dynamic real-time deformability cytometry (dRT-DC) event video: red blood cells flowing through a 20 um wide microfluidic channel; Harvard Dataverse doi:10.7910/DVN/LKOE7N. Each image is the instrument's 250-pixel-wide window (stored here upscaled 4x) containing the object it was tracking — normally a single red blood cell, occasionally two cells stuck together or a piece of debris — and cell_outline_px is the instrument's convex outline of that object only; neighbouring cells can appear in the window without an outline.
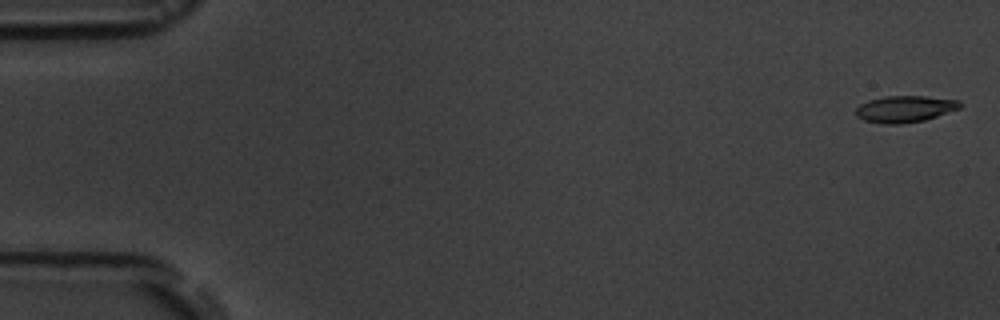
{"species": "common noctule bat (a hibernating species)", "species_latin": "Nyctalus noctula", "temperature_condition": "room temperature", "stored_images_in_passage": 5, "camera_frame_rate_fps": 3000, "um_per_image_px": 0.085, "animal": {"sex": "male", "body_mass_g": 19.5, "forearm_length_mm": 54.6}, "frame": {"image": 1, "passage_image": 1, "time_ms": 0.0, "image_size_px": [1000, 320], "cell_outline_px": [[964, 104], [960, 108], [924, 120], [900, 124], [884, 124], [864, 120], [856, 116], [856, 108], [860, 104], [868, 100], [884, 96], [924, 96], [960, 100]], "centroid_in_image_um": [76.92, 9.25], "position_along_channel_um": 8.1, "area_um2": 16.18}}
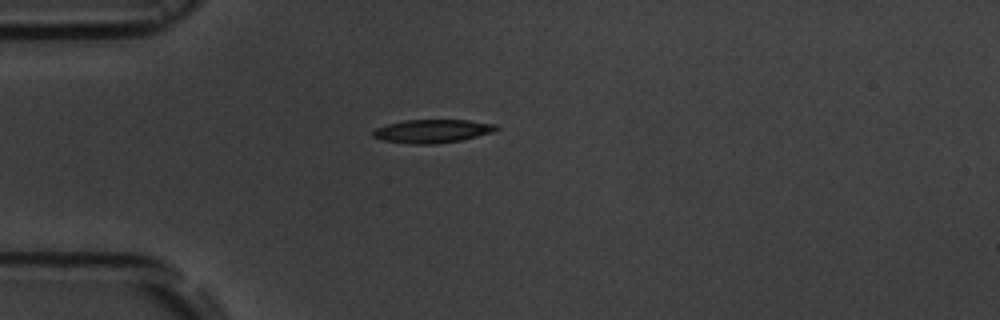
{"frame": {"image": 2, "passage_image": 5, "time_ms": 4.667, "image_size_px": [1000, 320], "cell_outline_px": [[500, 128], [492, 132], [460, 140], [432, 144], [412, 144], [380, 140], [372, 136], [372, 132], [376, 128], [388, 124], [404, 120], [468, 120], [496, 124]], "centroid_in_image_um": [36.72, 11.14], "position_along_channel_um": 48.3, "area_um2": 16.7}}